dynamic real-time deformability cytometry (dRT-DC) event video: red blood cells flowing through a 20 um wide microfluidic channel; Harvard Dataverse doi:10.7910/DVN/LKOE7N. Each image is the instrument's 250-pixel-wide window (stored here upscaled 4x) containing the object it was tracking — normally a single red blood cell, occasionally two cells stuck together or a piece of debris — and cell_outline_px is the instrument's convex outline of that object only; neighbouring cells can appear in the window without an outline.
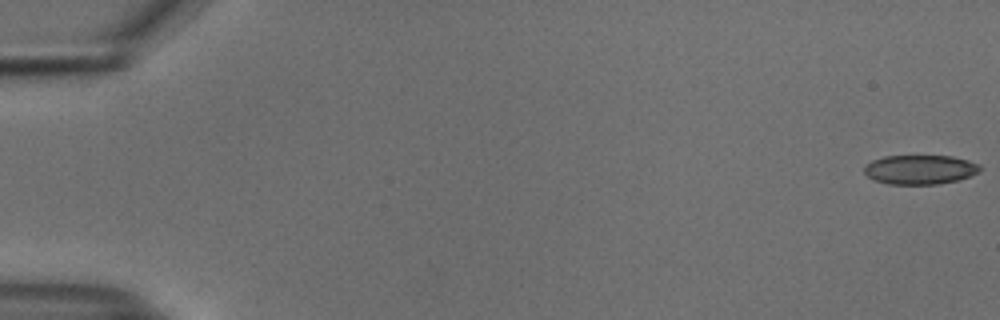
{"species": "common noctule bat (a hibernating species)", "species_latin": "Nyctalus noctula", "temperature_condition": "cold", "stored_images_in_passage": 32, "camera_frame_rate_fps": 3000, "um_per_image_px": 0.085, "animal": {"sex": "male", "body_mass_g": 18.8}, "frame": {"image": 1, "passage_image": 1, "time_ms": 0.0, "image_size_px": [1000, 320], "cell_outline_px": [[980, 172], [972, 176], [960, 180], [940, 184], [888, 184], [872, 180], [864, 172], [864, 168], [872, 160], [884, 156], [952, 156], [968, 160], [980, 164]], "centroid_in_image_um": [78.24, 14.42], "position_along_channel_um": 6.8, "area_um2": 20.0}}
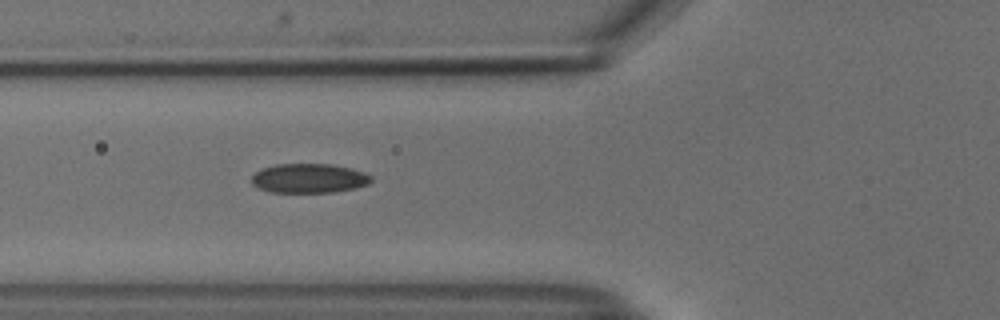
{"frame": {"image": 2, "passage_image": 21, "time_ms": 6.667, "image_size_px": [1000, 320], "cell_outline_px": [[372, 180], [368, 184], [356, 188], [332, 192], [272, 192], [260, 188], [252, 184], [252, 176], [260, 168], [276, 164], [332, 164], [352, 168], [364, 172], [372, 176]], "centroid_in_image_um": [26.28, 15.14], "position_along_channel_um": 99.5, "area_um2": 20.52}}
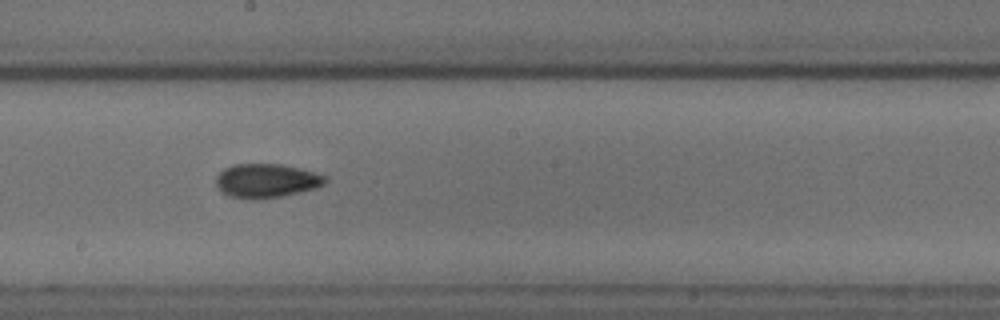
{"frame": {"image": 3, "passage_image": 31, "time_ms": 10.0, "image_size_px": [1000, 320], "cell_outline_px": [[328, 180], [324, 184], [316, 188], [280, 196], [256, 200], [252, 200], [228, 196], [216, 188], [216, 176], [224, 168], [232, 164], [284, 164], [300, 168], [328, 176]], "centroid_in_image_um": [22.63, 15.36], "position_along_channel_um": 225.6, "area_um2": 21.91}}